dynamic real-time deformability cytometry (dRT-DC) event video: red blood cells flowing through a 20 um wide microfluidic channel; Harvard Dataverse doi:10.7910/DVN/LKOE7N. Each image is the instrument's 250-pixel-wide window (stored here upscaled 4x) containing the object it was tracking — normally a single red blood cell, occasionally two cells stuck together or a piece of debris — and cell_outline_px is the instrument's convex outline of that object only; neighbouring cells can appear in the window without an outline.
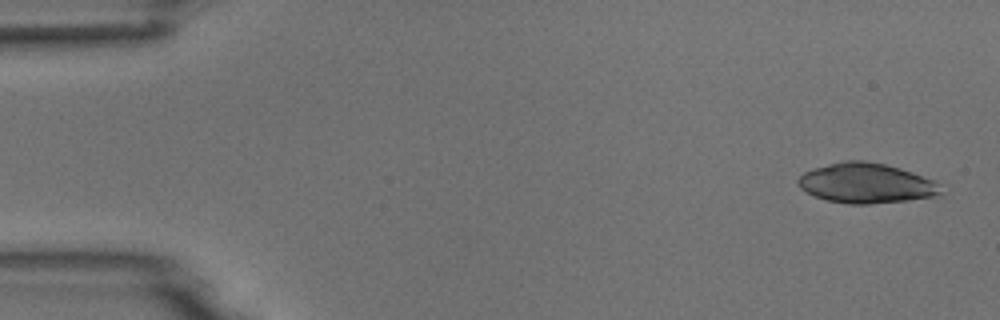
{"species": "common noctule bat (a hibernating species)", "species_latin": "Nyctalus noctula", "temperature_condition": "room temperature", "stored_images_in_passage": 5, "camera_frame_rate_fps": 3000, "um_per_image_px": 0.085, "animal": {"sex": "male", "body_mass_g": 18.8}, "frame": {"image": 1, "passage_image": 1, "time_ms": 0.0, "image_size_px": [1000, 320], "cell_outline_px": [[944, 196], [872, 204], [848, 204], [828, 200], [816, 196], [800, 188], [796, 180], [804, 172], [812, 168], [844, 160], [864, 160], [884, 164], [900, 168], [936, 180], [944, 192]], "centroid_in_image_um": [73.69, 15.57], "position_along_channel_um": 11.3, "area_um2": 33.64}}